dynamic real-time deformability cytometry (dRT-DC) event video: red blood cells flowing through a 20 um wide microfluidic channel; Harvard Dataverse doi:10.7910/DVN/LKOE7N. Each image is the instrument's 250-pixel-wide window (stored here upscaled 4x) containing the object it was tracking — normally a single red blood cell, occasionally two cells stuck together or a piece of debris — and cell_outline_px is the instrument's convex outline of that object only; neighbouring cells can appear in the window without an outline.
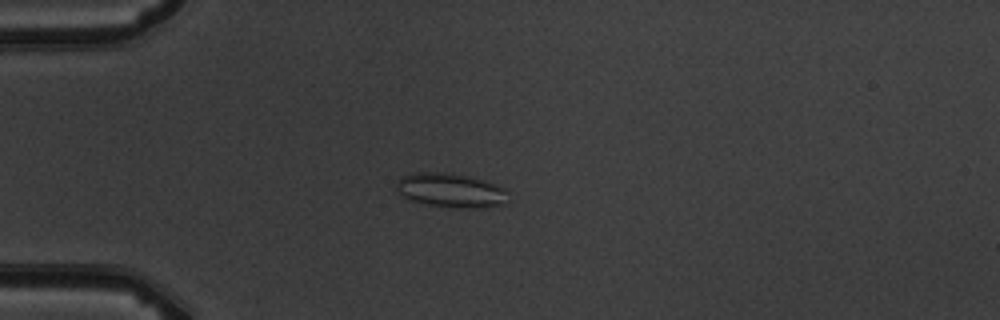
{"species": "common noctule bat (a hibernating species)", "species_latin": "Nyctalus noctula", "temperature_condition": "warm", "stored_images_in_passage": 4, "camera_frame_rate_fps": 3000, "um_per_image_px": 0.085, "animal": {"sex": "male", "body_mass_g": 19.5, "forearm_length_mm": 54.6}, "frame": {"image": 1, "passage_image": 4, "time_ms": 3.333, "image_size_px": [1000, 320], "cell_outline_px": [[508, 204], [484, 208], [452, 208], [424, 204], [412, 200], [404, 196], [396, 188], [396, 180], [400, 176], [416, 172], [444, 172], [468, 176], [484, 180], [504, 188], [508, 192]], "centroid_in_image_um": [38.35, 16.19], "position_along_channel_um": 46.7, "area_um2": 22.66}}